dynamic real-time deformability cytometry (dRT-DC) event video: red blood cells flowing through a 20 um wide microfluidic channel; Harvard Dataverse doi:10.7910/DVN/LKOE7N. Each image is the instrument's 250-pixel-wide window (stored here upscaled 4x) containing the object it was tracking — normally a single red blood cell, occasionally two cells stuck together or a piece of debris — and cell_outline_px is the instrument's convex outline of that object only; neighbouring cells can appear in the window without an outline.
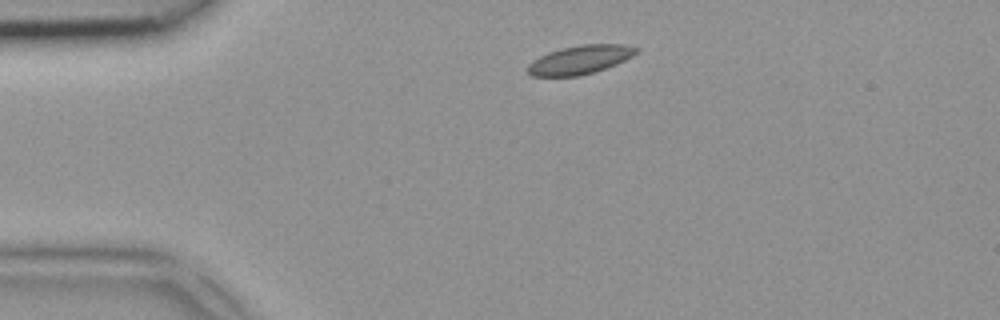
{"species": "common noctule bat (a hibernating species)", "species_latin": "Nyctalus noctula", "temperature_condition": "room temperature", "stored_images_in_passage": 2, "camera_frame_rate_fps": 3000, "um_per_image_px": 0.085, "animal": {"sex": "female", "body_mass_g": 18.4}, "frame": {"image": 1, "passage_image": 1, "time_ms": 0.0, "image_size_px": [1000, 320], "cell_outline_px": [[640, 52], [616, 64], [596, 72], [580, 76], [532, 76], [524, 68], [532, 60], [548, 52], [580, 44], [624, 44], [640, 48]], "centroid_in_image_um": [49.31, 5.08], "position_along_channel_um": 35.7, "area_um2": 18.38}}